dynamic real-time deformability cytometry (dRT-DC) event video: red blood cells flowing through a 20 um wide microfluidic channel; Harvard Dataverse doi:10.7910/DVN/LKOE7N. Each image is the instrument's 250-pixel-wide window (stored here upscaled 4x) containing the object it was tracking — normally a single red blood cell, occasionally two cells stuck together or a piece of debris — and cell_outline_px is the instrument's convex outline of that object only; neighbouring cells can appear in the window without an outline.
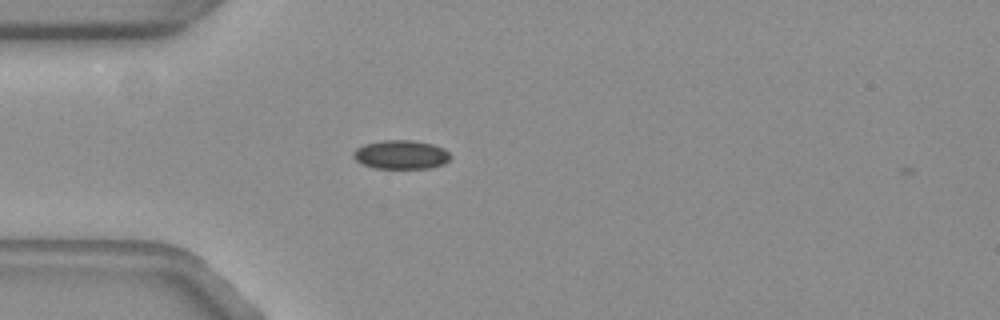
{"species": "common noctule bat (a hibernating species)", "species_latin": "Nyctalus noctula", "temperature_condition": "warm", "stored_images_in_passage": 3, "camera_frame_rate_fps": 3000, "um_per_image_px": 0.085, "animal": {"sex": "female", "body_mass_g": 19.3, "forearm_length_mm": 54.1}, "frame": {"image": 1, "passage_image": 2, "time_ms": 0.333, "image_size_px": [1000, 320], "cell_outline_px": [[452, 156], [444, 164], [432, 168], [372, 168], [360, 164], [352, 156], [352, 152], [356, 148], [364, 144], [384, 140], [412, 140], [432, 144], [444, 148]], "centroid_in_image_um": [34.07, 13.15], "position_along_channel_um": 50.9, "area_um2": 16.53}}